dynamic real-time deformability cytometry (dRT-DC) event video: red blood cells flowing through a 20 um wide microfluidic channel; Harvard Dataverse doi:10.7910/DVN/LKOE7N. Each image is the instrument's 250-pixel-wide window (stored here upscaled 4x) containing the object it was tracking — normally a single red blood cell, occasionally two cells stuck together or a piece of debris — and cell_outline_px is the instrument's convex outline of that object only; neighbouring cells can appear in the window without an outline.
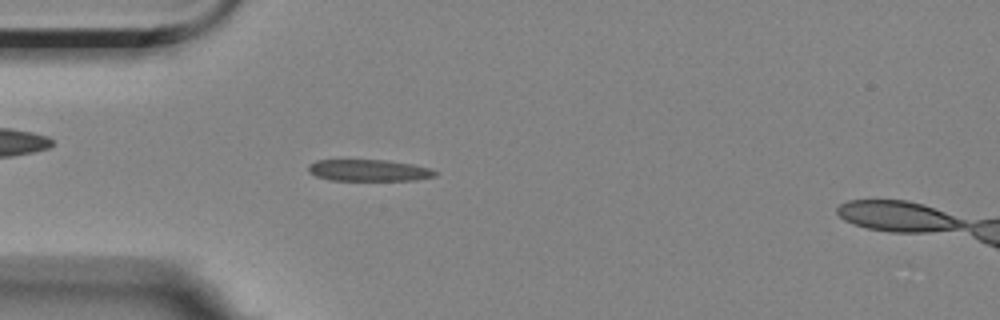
{"species": "Egyptian fruit bat (a non-hibernating species)", "species_latin": "Rousettus aegyptiacus", "temperature_condition": "room temperature", "stored_images_in_passage": 5, "segment_of_instrument_passage": [1, 2], "camera_frame_rate_fps": 3000, "um_per_image_px": 0.085, "animal": {"sex": "female"}, "frame": {"image": 1, "passage_image": 4, "time_ms": 3.333, "image_size_px": [1000, 320], "cell_outline_px": [[436, 176], [416, 180], [332, 180], [316, 176], [308, 172], [308, 164], [316, 160], [384, 160], [412, 164], [428, 168], [436, 172]], "centroid_in_image_um": [31.31, 14.48], "position_along_channel_um": 53.7, "area_um2": 15.84}}